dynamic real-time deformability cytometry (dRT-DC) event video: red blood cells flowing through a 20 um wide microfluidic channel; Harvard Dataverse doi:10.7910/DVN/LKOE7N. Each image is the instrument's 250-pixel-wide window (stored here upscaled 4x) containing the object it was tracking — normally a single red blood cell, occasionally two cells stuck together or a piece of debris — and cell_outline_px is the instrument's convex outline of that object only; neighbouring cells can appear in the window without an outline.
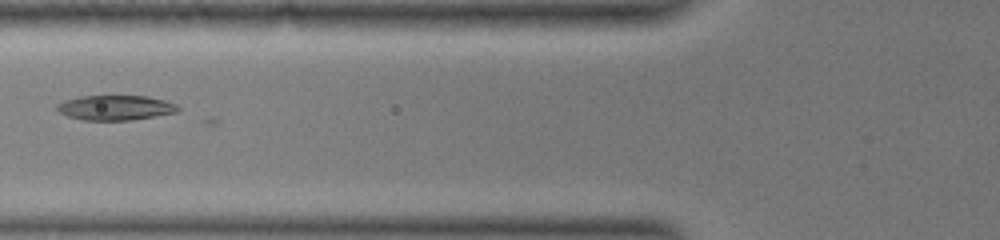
{"species": "common noctule bat (a hibernating species)", "species_latin": "Nyctalus noctula", "temperature_condition": "warm", "stored_images_in_passage": 57, "camera_frame_rate_fps": 3000, "um_per_image_px": 0.085, "animal": {"sex": "female", "body_mass_g": 19.0, "forearm_length_mm": 51.5}, "frame": {"image": 1, "passage_image": 25, "time_ms": 8.0, "image_size_px": [1000, 240], "cell_outline_px": [[180, 108], [176, 112], [128, 120], [84, 120], [68, 116], [60, 112], [56, 108], [56, 104], [64, 100], [80, 96], [148, 96], [164, 100], [176, 104]], "centroid_in_image_um": [9.78, 9.14], "position_along_channel_um": 116.0, "area_um2": 17.34}}
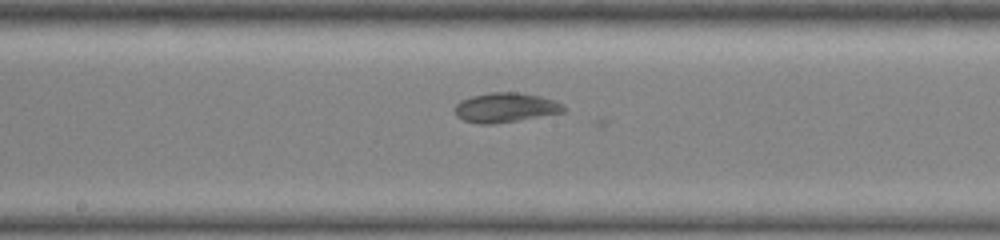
{"frame": {"image": 2, "passage_image": 33, "time_ms": 10.667, "image_size_px": [1000, 240], "cell_outline_px": [[564, 112], [492, 124], [480, 124], [464, 120], [456, 116], [452, 108], [460, 100], [472, 96], [488, 92], [516, 92], [540, 96], [556, 100], [564, 108]], "centroid_in_image_um": [42.89, 9.13], "position_along_channel_um": 205.3, "area_um2": 18.67}}
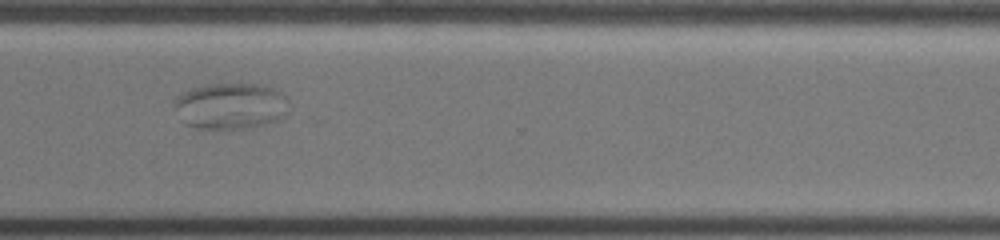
{"frame": {"image": 3, "passage_image": 46, "time_ms": 15.0, "image_size_px": [1000, 240], "cell_outline_px": [[284, 116], [280, 120], [264, 124], [244, 128], [200, 128], [184, 124], [176, 108], [176, 96], [192, 88], [208, 84], [256, 84], [272, 88], [280, 92], [284, 96]], "centroid_in_image_um": [19.56, 9.0], "position_along_channel_um": 351.0, "area_um2": 30.11}}